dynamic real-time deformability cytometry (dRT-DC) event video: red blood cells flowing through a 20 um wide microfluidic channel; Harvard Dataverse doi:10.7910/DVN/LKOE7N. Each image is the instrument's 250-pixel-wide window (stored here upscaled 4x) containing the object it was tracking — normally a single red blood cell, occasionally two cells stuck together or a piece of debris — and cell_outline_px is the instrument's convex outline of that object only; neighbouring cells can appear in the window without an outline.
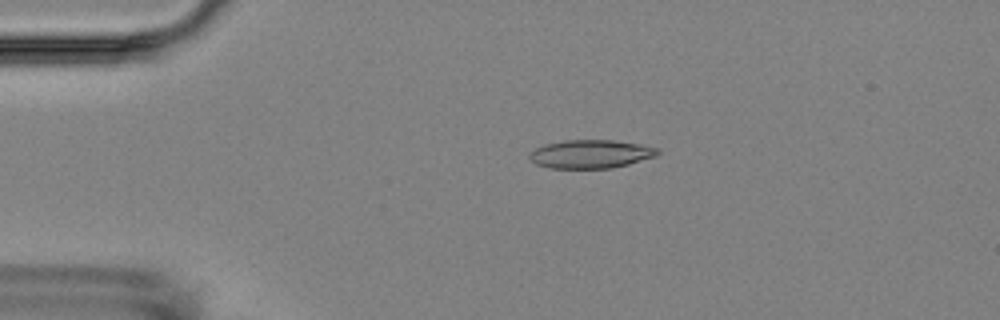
{"species": "Egyptian fruit bat (a non-hibernating species)", "species_latin": "Rousettus aegyptiacus", "temperature_condition": "room temperature", "stored_images_in_passage": 4, "camera_frame_rate_fps": 3000, "um_per_image_px": 0.085, "animal": {"sex": "female"}, "frame": {"image": 1, "passage_image": 1, "time_ms": 0.0, "image_size_px": [1000, 320], "cell_outline_px": [[660, 152], [656, 156], [628, 164], [612, 168], [548, 168], [536, 164], [528, 156], [536, 148], [544, 144], [564, 140], [612, 140], [640, 144], [660, 148]], "centroid_in_image_um": [50.23, 13.09], "position_along_channel_um": 34.8, "area_um2": 21.21}}
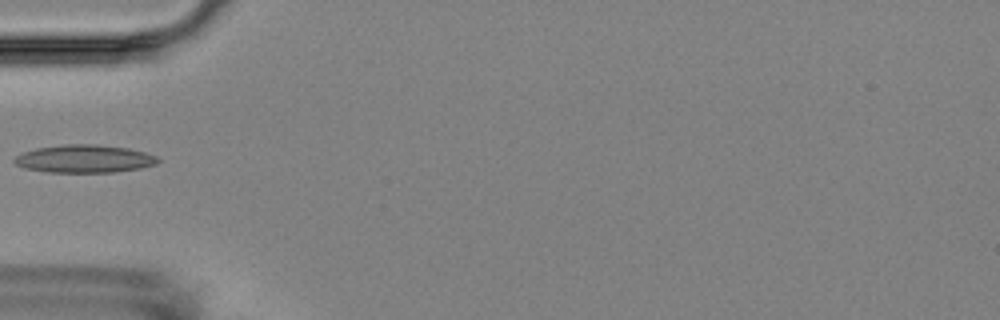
{"frame": {"image": 2, "passage_image": 3, "time_ms": 2.333, "image_size_px": [1000, 320], "cell_outline_px": [[160, 160], [156, 164], [140, 168], [112, 172], [48, 172], [24, 168], [16, 164], [12, 160], [16, 156], [24, 152], [36, 148], [64, 144], [96, 144], [128, 148], [144, 152], [156, 156]], "centroid_in_image_um": [7.16, 13.49], "position_along_channel_um": 77.8, "area_um2": 23.24}}
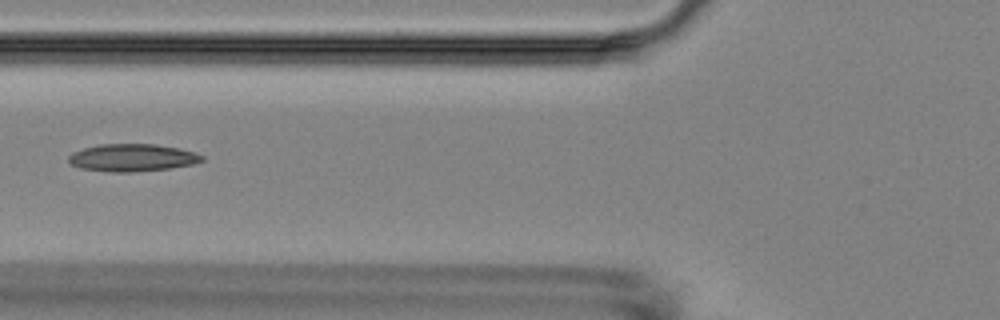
{"frame": {"image": 3, "passage_image": 4, "time_ms": 3.333, "image_size_px": [1000, 320], "cell_outline_px": [[204, 160], [192, 164], [168, 168], [132, 172], [112, 172], [80, 168], [72, 164], [68, 160], [68, 156], [72, 152], [84, 148], [100, 144], [156, 144], [180, 148], [196, 152], [204, 156]], "centroid_in_image_um": [11.26, 13.39], "position_along_channel_um": 114.5, "area_um2": 21.33}}